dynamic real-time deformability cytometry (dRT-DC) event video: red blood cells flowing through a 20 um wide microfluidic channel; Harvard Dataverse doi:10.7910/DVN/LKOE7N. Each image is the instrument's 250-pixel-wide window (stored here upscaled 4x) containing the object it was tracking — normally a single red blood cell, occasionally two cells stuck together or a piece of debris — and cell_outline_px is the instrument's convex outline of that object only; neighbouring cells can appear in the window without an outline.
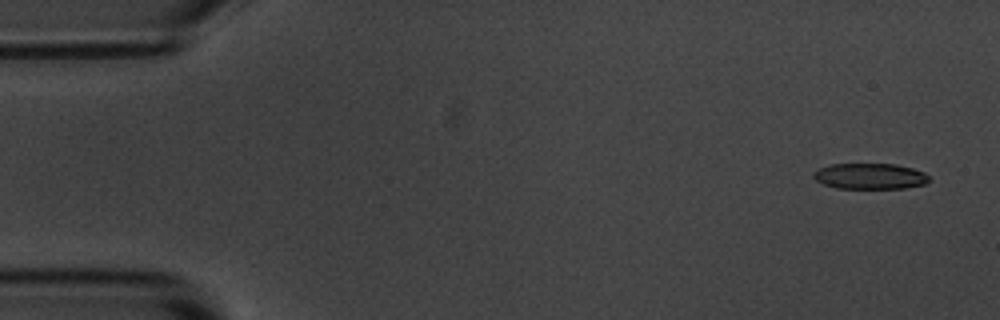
{"species": "common noctule bat (a hibernating species)", "species_latin": "Nyctalus noctula", "temperature_condition": "room temperature", "stored_images_in_passage": 9, "camera_frame_rate_fps": 3000, "um_per_image_px": 0.085, "animal": {"sex": "male", "body_mass_g": 20.1, "forearm_length_mm": 53.5}, "frame": {"image": 1, "passage_image": 1, "time_ms": 0.0, "image_size_px": [1000, 320], "cell_outline_px": [[928, 180], [924, 184], [904, 188], [836, 188], [824, 184], [816, 180], [812, 176], [812, 172], [816, 168], [832, 164], [896, 164], [912, 168], [924, 172], [928, 176]], "centroid_in_image_um": [73.89, 14.97], "position_along_channel_um": 11.1, "area_um2": 17.4}}
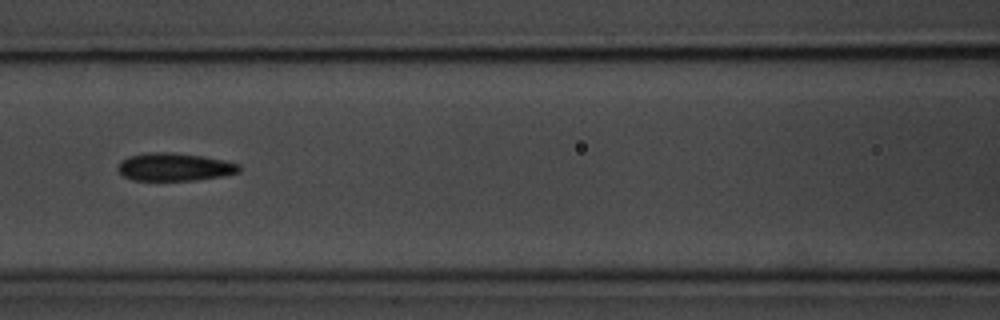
{"frame": {"image": 2, "passage_image": 7, "time_ms": 7.0, "image_size_px": [1000, 320], "cell_outline_px": [[240, 172], [224, 176], [196, 180], [132, 180], [124, 176], [116, 168], [120, 160], [128, 156], [148, 152], [172, 152], [204, 156], [224, 160], [240, 164]], "centroid_in_image_um": [14.83, 14.18], "position_along_channel_um": 151.8, "area_um2": 19.94}}
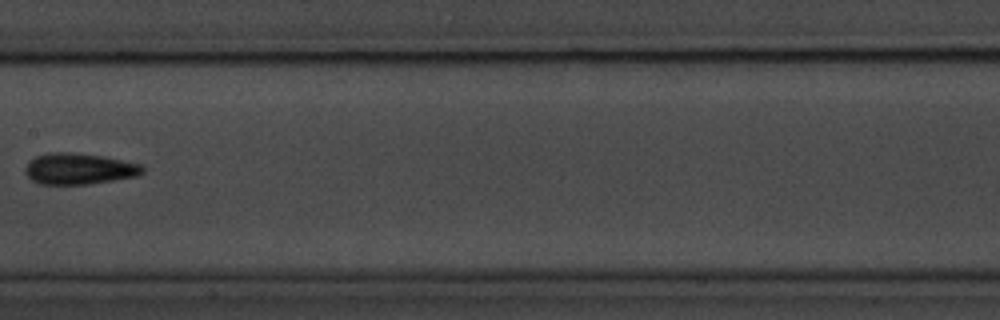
{"frame": {"image": 3, "passage_image": 8, "time_ms": 8.333, "image_size_px": [1000, 320], "cell_outline_px": [[144, 172], [136, 176], [88, 184], [40, 184], [32, 180], [24, 172], [24, 168], [36, 156], [48, 152], [72, 152], [104, 156], [140, 164], [144, 168]], "centroid_in_image_um": [6.71, 14.34], "position_along_channel_um": 200.7, "area_um2": 21.21}}